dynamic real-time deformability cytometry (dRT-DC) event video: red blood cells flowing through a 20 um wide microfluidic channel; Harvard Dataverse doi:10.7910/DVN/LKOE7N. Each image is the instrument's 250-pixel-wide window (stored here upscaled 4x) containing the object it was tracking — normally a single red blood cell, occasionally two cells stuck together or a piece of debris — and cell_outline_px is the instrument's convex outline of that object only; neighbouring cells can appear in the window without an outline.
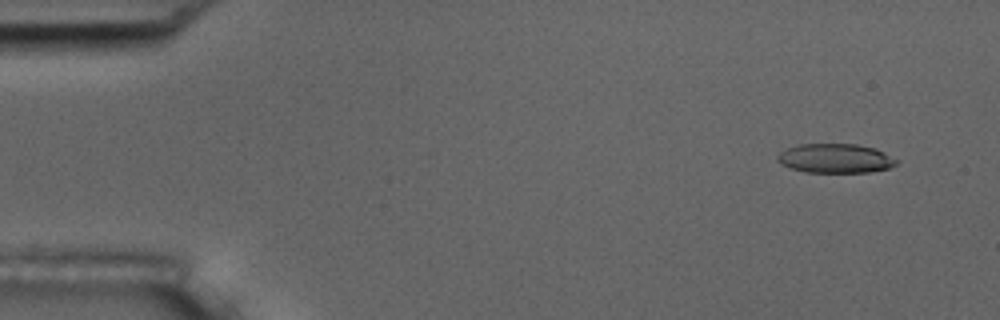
{"species": "common noctule bat (a hibernating species)", "species_latin": "Nyctalus noctula", "temperature_condition": "room temperature", "stored_images_in_passage": 5, "camera_frame_rate_fps": 3000, "um_per_image_px": 0.085, "animal": {"sex": "male", "body_mass_g": 17.5, "forearm_length_mm": 52.3}, "frame": {"image": 1, "passage_image": 1, "time_ms": 0.0, "image_size_px": [1000, 320], "cell_outline_px": [[900, 160], [896, 164], [888, 168], [872, 172], [804, 172], [788, 168], [780, 164], [776, 160], [776, 156], [780, 152], [788, 148], [800, 144], [856, 144], [872, 148], [884, 152]], "centroid_in_image_um": [70.98, 13.47], "position_along_channel_um": 14.0, "area_um2": 20.4}}
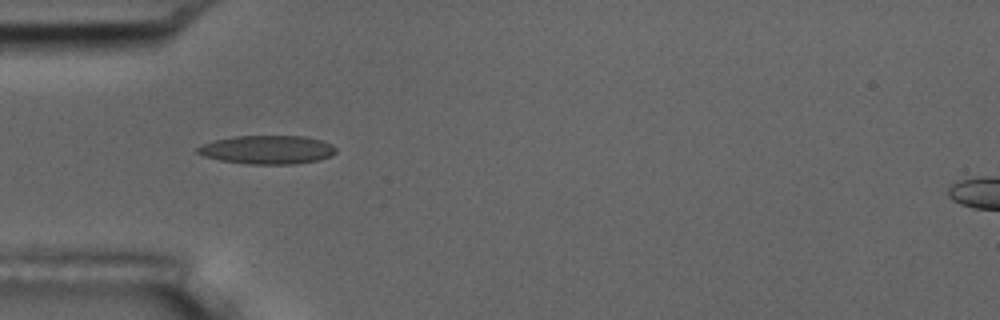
{"frame": {"image": 2, "passage_image": 4, "time_ms": 4.333, "image_size_px": [1000, 320], "cell_outline_px": [[336, 152], [332, 156], [320, 160], [292, 164], [248, 164], [220, 160], [204, 156], [196, 152], [196, 148], [204, 144], [216, 140], [236, 136], [304, 136], [320, 140], [332, 144], [336, 148]], "centroid_in_image_um": [22.76, 12.73], "position_along_channel_um": 62.2, "area_um2": 23.0}}